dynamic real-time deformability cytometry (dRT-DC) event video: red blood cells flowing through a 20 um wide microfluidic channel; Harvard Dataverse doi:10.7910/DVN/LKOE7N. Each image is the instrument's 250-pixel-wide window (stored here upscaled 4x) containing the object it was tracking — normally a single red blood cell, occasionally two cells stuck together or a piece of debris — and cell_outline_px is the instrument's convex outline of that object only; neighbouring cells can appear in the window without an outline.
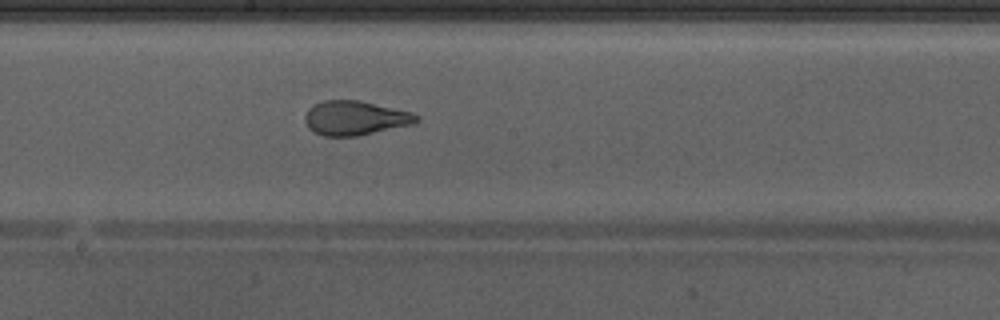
{"species": "Egyptian fruit bat (a non-hibernating species)", "species_latin": "Rousettus aegyptiacus", "temperature_condition": "warm", "stored_images_in_passage": 39, "camera_frame_rate_fps": 3000, "um_per_image_px": 0.085, "animal": {"sex": "male"}, "frame": {"image": 1, "passage_image": 17, "time_ms": 5.333, "image_size_px": [1000, 320], "cell_outline_px": [[420, 120], [412, 124], [356, 136], [324, 136], [308, 128], [304, 120], [304, 116], [308, 108], [324, 100], [360, 100], [412, 112], [420, 116]], "centroid_in_image_um": [30.18, 10.02], "position_along_channel_um": 218.0, "area_um2": 22.25}, "authors_computed_cell_mechanics": {"area_um2": 24.6228, "velocity_mm_per_s": 4.2722, "shape_relaxation_time_tau1_ms": 9.0628, "shape_relaxation_time_tau2_ms": 0.702, "deformation_change_tau1": 0.2636, "deformation_change_tau2": 0.0595}}